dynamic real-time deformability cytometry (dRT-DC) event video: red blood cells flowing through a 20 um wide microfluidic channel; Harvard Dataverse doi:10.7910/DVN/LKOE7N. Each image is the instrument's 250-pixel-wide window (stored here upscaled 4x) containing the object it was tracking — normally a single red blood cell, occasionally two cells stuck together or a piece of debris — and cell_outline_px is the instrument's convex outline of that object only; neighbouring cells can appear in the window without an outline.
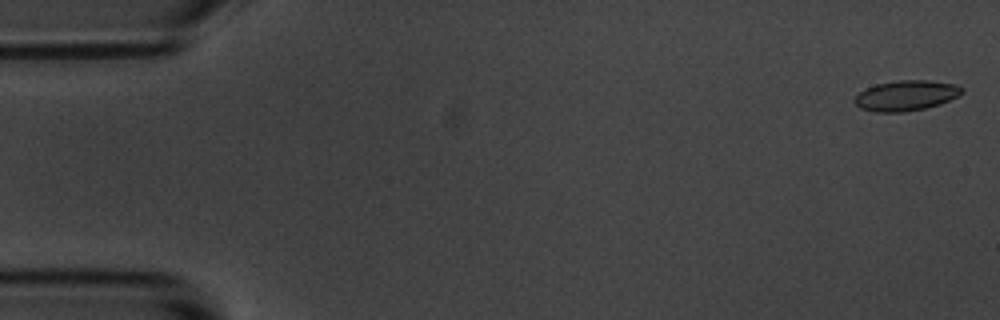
{"species": "common noctule bat (a hibernating species)", "species_latin": "Nyctalus noctula", "temperature_condition": "room temperature", "stored_images_in_passage": 54, "camera_frame_rate_fps": 3000, "um_per_image_px": 0.085, "animal": {"sex": "male", "body_mass_g": 20.1, "forearm_length_mm": 53.5}, "frame": {"image": 1, "passage_image": 1, "time_ms": 0.0, "image_size_px": [1000, 320], "cell_outline_px": [[964, 92], [940, 104], [924, 108], [904, 112], [876, 112], [860, 108], [852, 100], [860, 92], [876, 84], [900, 80], [928, 80], [956, 84], [964, 88]], "centroid_in_image_um": [77.02, 8.12], "position_along_channel_um": 8.0, "area_um2": 18.84}}
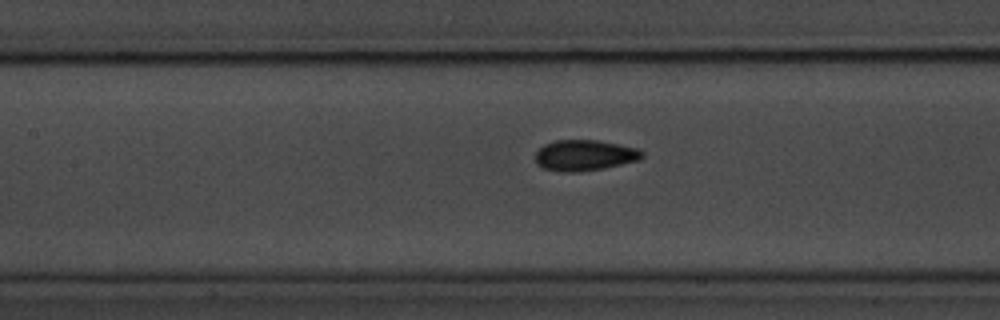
{"frame": {"image": 2, "passage_image": 24, "time_ms": 7.667, "image_size_px": [1000, 320], "cell_outline_px": [[644, 156], [640, 160], [604, 168], [580, 172], [564, 172], [544, 168], [536, 164], [536, 152], [544, 144], [556, 140], [596, 140], [620, 144], [640, 148], [644, 152]], "centroid_in_image_um": [49.73, 13.2], "position_along_channel_um": 157.7, "area_um2": 19.36}}
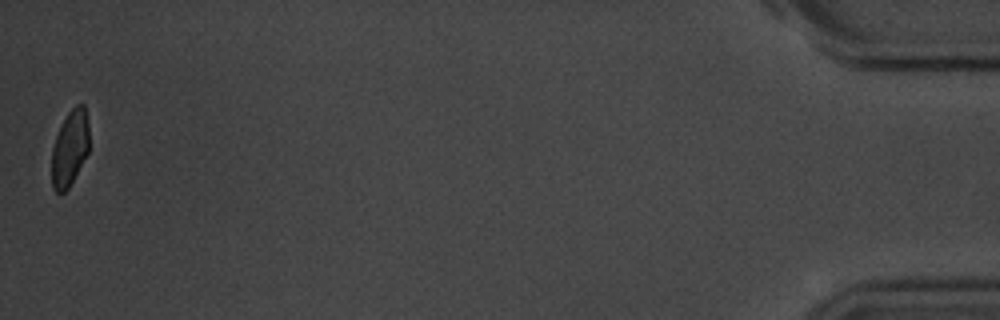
{"frame": {"image": 3, "passage_image": 54, "time_ms": 17.667, "image_size_px": [1000, 320], "cell_outline_px": [[88, 152], [68, 188], [64, 192], [56, 192], [52, 188], [52, 148], [56, 136], [68, 112], [76, 104], [84, 104], [88, 124]], "centroid_in_image_um": [5.93, 12.59], "position_along_channel_um": 429.3, "area_um2": 16.24}, "authors_computed_cell_mechanics": {"area_um2": 18.5827, "velocity_mm_per_s": 3.6765, "shape_relaxation_time_tau1_ms": 4.418, "shape_relaxation_time_tau2_ms": 0.9127, "deformation_change_tau1": 0.1138, "deformation_change_tau2": 0.0526}}